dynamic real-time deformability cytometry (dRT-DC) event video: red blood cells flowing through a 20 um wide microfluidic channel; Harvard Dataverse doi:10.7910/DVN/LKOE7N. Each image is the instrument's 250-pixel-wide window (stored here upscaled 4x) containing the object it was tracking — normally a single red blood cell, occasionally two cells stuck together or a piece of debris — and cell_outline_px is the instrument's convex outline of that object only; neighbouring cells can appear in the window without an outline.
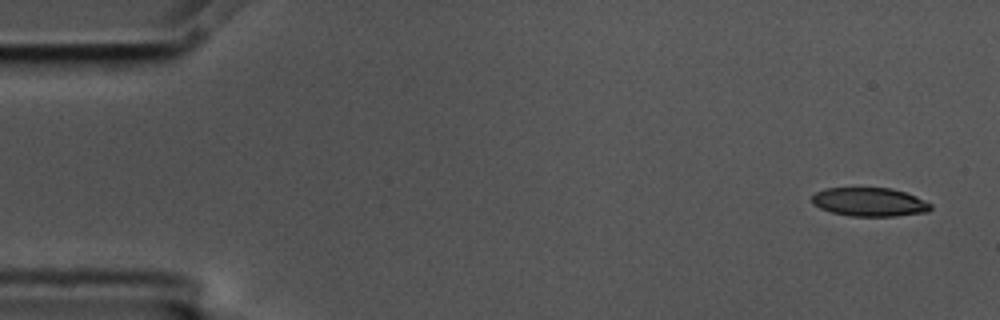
{"species": "common noctule bat (a hibernating species)", "species_latin": "Nyctalus noctula", "temperature_condition": "cold", "stored_images_in_passage": 14, "camera_frame_rate_fps": 3000, "um_per_image_px": 0.085, "animal": {"sex": "male", "body_mass_g": 17.5, "forearm_length_mm": 52.3}, "frame": {"image": 1, "passage_image": 1, "time_ms": 0.0, "image_size_px": [1000, 320], "cell_outline_px": [[932, 208], [928, 212], [896, 216], [852, 216], [832, 212], [820, 208], [812, 204], [812, 196], [816, 192], [824, 188], [892, 188], [916, 196], [932, 204]], "centroid_in_image_um": [73.92, 17.17], "position_along_channel_um": 11.1, "area_um2": 19.88}}
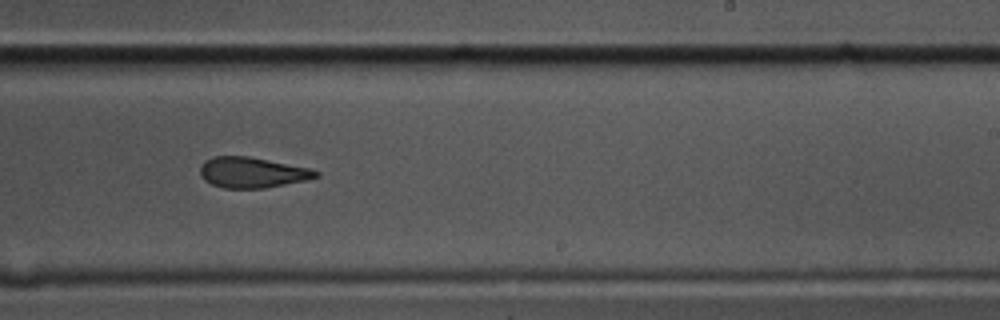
{"frame": {"image": 2, "passage_image": 9, "time_ms": 2.667, "image_size_px": [1000, 320], "cell_outline_px": [[320, 176], [308, 180], [264, 188], [224, 188], [212, 184], [204, 180], [200, 176], [200, 164], [204, 160], [212, 156], [248, 156], [308, 168], [320, 172]], "centroid_in_image_um": [21.4, 14.66], "position_along_channel_um": 267.6, "area_um2": 20.69}}
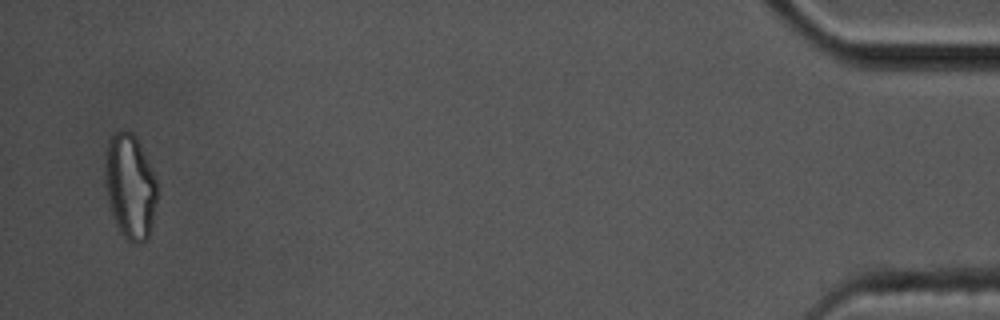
{"frame": {"image": 3, "passage_image": 14, "time_ms": 4.333, "image_size_px": [1000, 320], "cell_outline_px": [[156, 204], [152, 224], [148, 240], [140, 244], [136, 244], [128, 240], [120, 232], [112, 212], [108, 196], [104, 152], [108, 140], [116, 132], [124, 128], [132, 132], [136, 136], [156, 180]], "centroid_in_image_um": [11.07, 15.83], "position_along_channel_um": 424.1, "area_um2": 31.5}}